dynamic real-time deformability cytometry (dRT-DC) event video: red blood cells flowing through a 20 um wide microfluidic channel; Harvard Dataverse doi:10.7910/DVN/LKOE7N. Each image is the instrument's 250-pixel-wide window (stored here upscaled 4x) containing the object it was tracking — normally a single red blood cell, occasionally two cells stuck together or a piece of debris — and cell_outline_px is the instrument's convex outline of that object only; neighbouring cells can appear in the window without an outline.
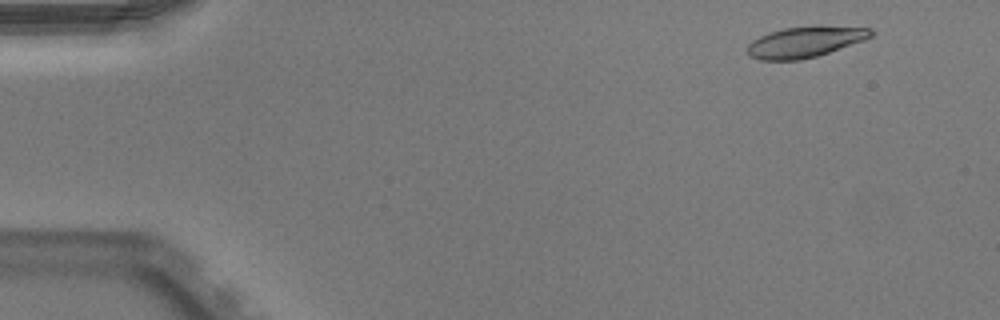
{"species": "Egyptian fruit bat (a non-hibernating species)", "species_latin": "Rousettus aegyptiacus", "temperature_condition": "warm", "stored_images_in_passage": 4, "camera_frame_rate_fps": 3000, "um_per_image_px": 0.085, "animal": {"sex": "male"}, "frame": {"image": 1, "passage_image": 4, "time_ms": 1.0, "image_size_px": [1000, 320], "cell_outline_px": [[876, 32], [872, 36], [864, 40], [816, 56], [800, 60], [760, 60], [748, 56], [748, 44], [752, 40], [768, 32], [784, 28], [872, 28]], "centroid_in_image_um": [68.36, 3.61], "position_along_channel_um": 16.6, "area_um2": 21.39}}